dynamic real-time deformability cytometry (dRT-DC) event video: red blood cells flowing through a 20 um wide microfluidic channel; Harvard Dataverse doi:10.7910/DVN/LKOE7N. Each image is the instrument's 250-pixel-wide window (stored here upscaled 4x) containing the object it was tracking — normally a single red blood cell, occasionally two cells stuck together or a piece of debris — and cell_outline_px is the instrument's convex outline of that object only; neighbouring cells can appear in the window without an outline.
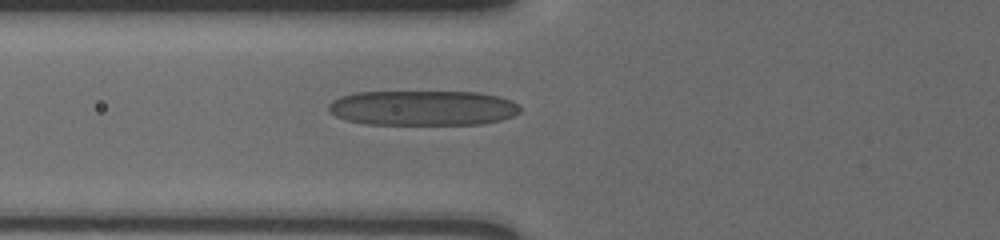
{"species": "human", "species_latin": "Homo sapiens", "temperature_condition": "cold", "stored_images_in_passage": 19, "camera_frame_rate_fps": 3000, "um_per_image_px": 0.085, "donor": {"sex": "male"}, "frame": {"image": 1, "passage_image": 10, "time_ms": 3.0, "image_size_px": [1000, 240], "cell_outline_px": [[520, 112], [512, 116], [500, 120], [480, 124], [368, 124], [348, 120], [336, 116], [328, 112], [328, 104], [332, 100], [340, 96], [356, 92], [480, 92], [500, 96], [516, 104], [520, 108]], "centroid_in_image_um": [35.91, 9.17], "position_along_channel_um": 89.9, "area_um2": 39.13}}
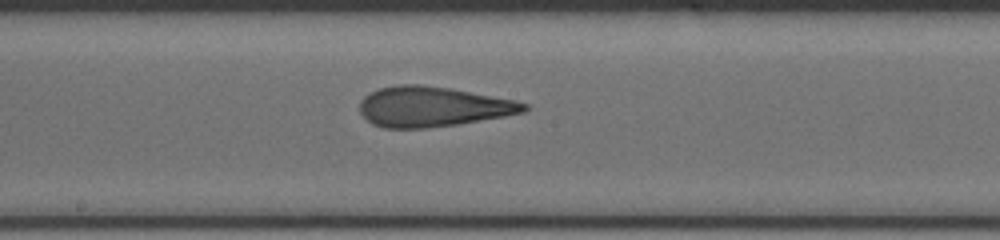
{"frame": {"image": 2, "passage_image": 16, "time_ms": 5.0, "image_size_px": [1000, 240], "cell_outline_px": [[528, 108], [524, 112], [504, 116], [456, 124], [428, 128], [384, 128], [372, 124], [360, 112], [360, 100], [368, 92], [380, 88], [396, 84], [420, 84], [452, 88], [516, 100], [528, 104]], "centroid_in_image_um": [36.76, 9.05], "position_along_channel_um": 211.4, "area_um2": 38.55}}
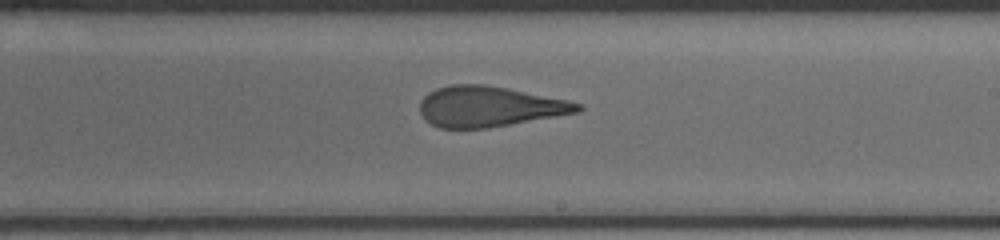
{"frame": {"image": 3, "passage_image": 19, "time_ms": 6.0, "image_size_px": [1000, 240], "cell_outline_px": [[584, 108], [580, 112], [488, 128], [440, 128], [424, 120], [420, 112], [420, 100], [428, 92], [436, 88], [452, 84], [484, 84], [508, 88], [564, 100], [580, 104]], "centroid_in_image_um": [41.53, 9.06], "position_along_channel_um": 247.5, "area_um2": 37.11}}